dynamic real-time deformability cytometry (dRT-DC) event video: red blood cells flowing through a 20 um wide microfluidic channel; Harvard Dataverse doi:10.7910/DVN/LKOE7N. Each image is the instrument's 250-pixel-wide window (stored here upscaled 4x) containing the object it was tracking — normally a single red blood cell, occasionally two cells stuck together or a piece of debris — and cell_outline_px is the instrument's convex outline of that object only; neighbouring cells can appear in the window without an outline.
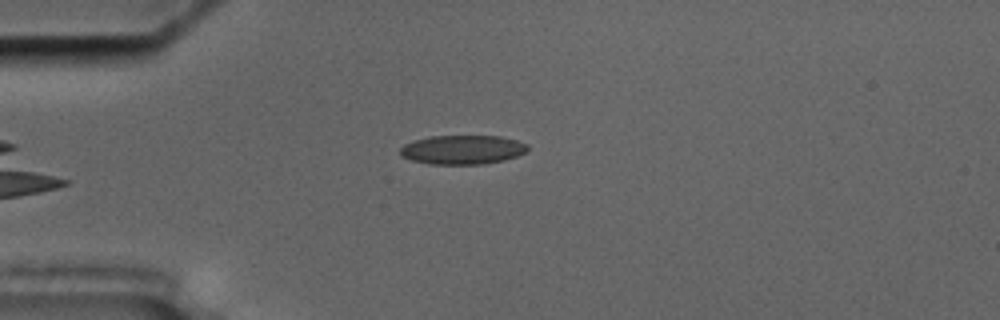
{"species": "common noctule bat (a hibernating species)", "species_latin": "Nyctalus noctula", "temperature_condition": "cold", "stored_images_in_passage": 44, "camera_frame_rate_fps": 3000, "um_per_image_px": 0.085, "animal": {"sex": "male", "body_mass_g": 17.5, "forearm_length_mm": 52.3}, "frame": {"image": 1, "passage_image": 2, "time_ms": 0.333, "image_size_px": [1000, 320], "cell_outline_px": [[528, 152], [504, 160], [484, 164], [428, 164], [412, 160], [400, 156], [400, 148], [404, 144], [412, 140], [428, 136], [500, 136], [516, 140], [528, 144]], "centroid_in_image_um": [39.3, 12.72], "position_along_channel_um": 45.7, "area_um2": 21.85}}
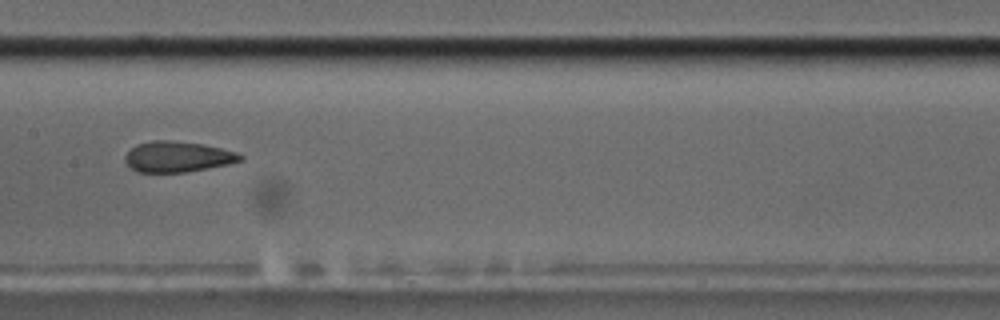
{"frame": {"image": 2, "passage_image": 16, "time_ms": 5.0, "image_size_px": [1000, 320], "cell_outline_px": [[244, 160], [228, 164], [184, 172], [136, 172], [124, 160], [124, 156], [136, 144], [152, 140], [172, 140], [204, 144], [236, 152], [244, 156]], "centroid_in_image_um": [15.09, 13.31], "position_along_channel_um": 192.3, "area_um2": 20.58}}
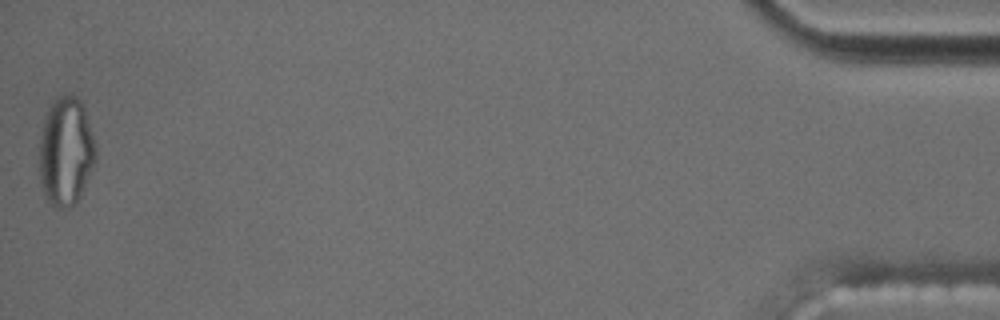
{"frame": {"image": 3, "passage_image": 44, "time_ms": 14.333, "image_size_px": [1000, 320], "cell_outline_px": [[96, 160], [80, 196], [68, 208], [60, 208], [52, 204], [48, 200], [44, 192], [40, 180], [40, 140], [44, 120], [48, 108], [60, 96], [76, 96], [80, 100], [84, 108], [96, 148]], "centroid_in_image_um": [5.6, 12.88], "position_along_channel_um": 429.6, "area_um2": 34.97}, "authors_computed_cell_mechanics": {"area_um2": 21.6461, "velocity_mm_per_s": 3.5322, "shape_relaxation_time_tau1_ms": null, "shape_relaxation_time_tau2_ms": 2.3296, "deformation_change_tau1": null, "deformation_change_tau2": 0.0884}}